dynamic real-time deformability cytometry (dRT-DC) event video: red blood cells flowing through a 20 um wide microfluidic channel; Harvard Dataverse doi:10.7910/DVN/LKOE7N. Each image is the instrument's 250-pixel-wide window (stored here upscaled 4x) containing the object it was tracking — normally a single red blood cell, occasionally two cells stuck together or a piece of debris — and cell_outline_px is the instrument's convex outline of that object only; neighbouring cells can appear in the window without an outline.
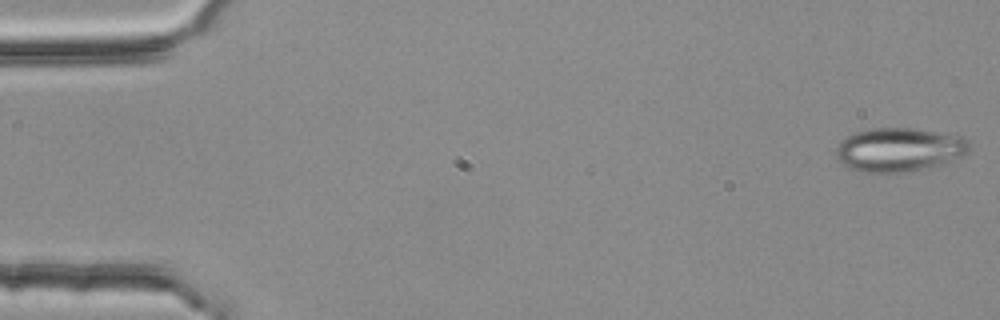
{"species": "common noctule bat (a hibernating species)", "species_latin": "Nyctalus noctula", "temperature_condition": "room temperature", "stored_images_in_passage": 5, "camera_frame_rate_fps": 3000, "um_per_image_px": 0.085, "animal": {"sex": "female", "body_mass_g": 25.1}, "frame": {"image": 1, "passage_image": 1, "time_ms": 0.0, "image_size_px": [1000, 320], "cell_outline_px": [[972, 148], [968, 152], [960, 156], [948, 160], [920, 168], [900, 172], [860, 172], [848, 168], [836, 156], [836, 148], [840, 140], [856, 132], [868, 128], [912, 128], [964, 136]], "centroid_in_image_um": [76.38, 12.69], "position_along_channel_um": 8.6, "area_um2": 33.52}}